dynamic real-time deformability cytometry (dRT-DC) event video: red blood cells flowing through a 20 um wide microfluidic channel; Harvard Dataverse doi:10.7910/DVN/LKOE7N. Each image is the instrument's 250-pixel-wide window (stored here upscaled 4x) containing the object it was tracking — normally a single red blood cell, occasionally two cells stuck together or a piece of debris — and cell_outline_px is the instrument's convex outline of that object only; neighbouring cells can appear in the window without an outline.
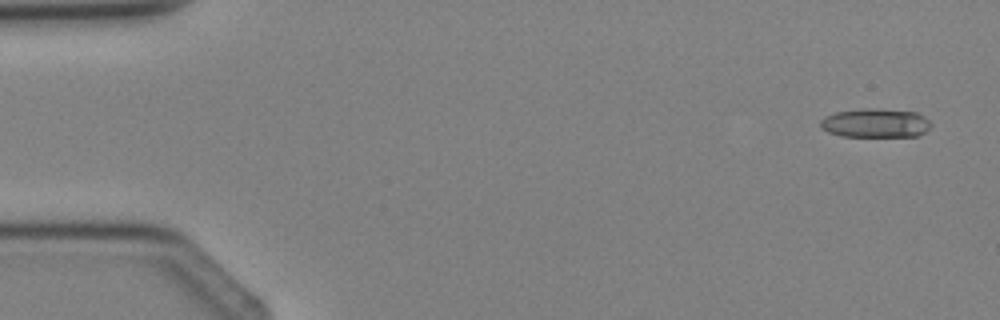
{"species": "Egyptian fruit bat (a non-hibernating species)", "species_latin": "Rousettus aegyptiacus", "temperature_condition": "cold", "stored_images_in_passage": 3, "camera_frame_rate_fps": 3000, "um_per_image_px": 0.085, "animal": {"sex": "female"}, "frame": {"image": 1, "passage_image": 1, "time_ms": 0.0, "image_size_px": [1000, 320], "cell_outline_px": [[932, 124], [924, 132], [916, 136], [840, 136], [828, 132], [820, 128], [820, 120], [824, 116], [836, 112], [864, 108], [868, 108], [916, 112], [924, 116]], "centroid_in_image_um": [74.37, 10.46], "position_along_channel_um": 10.6, "area_um2": 18.61}}